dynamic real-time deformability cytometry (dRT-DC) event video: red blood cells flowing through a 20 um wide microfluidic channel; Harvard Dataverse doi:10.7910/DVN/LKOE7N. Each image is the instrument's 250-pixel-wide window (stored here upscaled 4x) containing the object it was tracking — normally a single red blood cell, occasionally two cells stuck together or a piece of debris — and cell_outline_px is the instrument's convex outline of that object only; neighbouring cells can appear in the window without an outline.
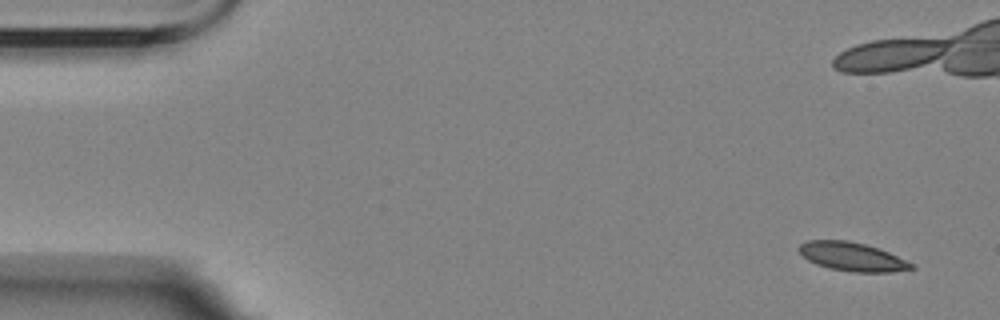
{"species": "Egyptian fruit bat (a non-hibernating species)", "species_latin": "Rousettus aegyptiacus", "temperature_condition": "room temperature", "stored_images_in_passage": 11, "camera_frame_rate_fps": 3000, "um_per_image_px": 0.085, "animal": {"sex": "female"}, "frame": {"image": 1, "passage_image": 1, "time_ms": 0.0, "image_size_px": [1000, 320], "cell_outline_px": [[916, 268], [892, 272], [852, 272], [828, 268], [816, 264], [808, 260], [796, 248], [800, 244], [808, 240], [848, 240], [880, 248], [916, 264]], "centroid_in_image_um": [72.47, 21.82], "position_along_channel_um": 12.5, "area_um2": 19.02}}
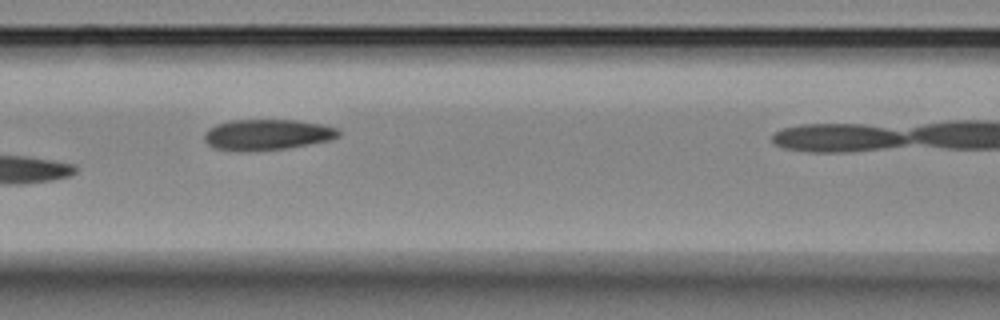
{"frame": {"image": 2, "passage_image": 7, "time_ms": 7.667, "image_size_px": [1000, 320], "cell_outline_px": [[340, 136], [332, 140], [284, 148], [252, 152], [248, 152], [216, 148], [208, 144], [204, 140], [204, 132], [208, 128], [216, 124], [232, 120], [296, 120], [324, 124], [336, 128], [340, 132]], "centroid_in_image_um": [22.71, 11.44], "position_along_channel_um": 143.9, "area_um2": 24.22}}